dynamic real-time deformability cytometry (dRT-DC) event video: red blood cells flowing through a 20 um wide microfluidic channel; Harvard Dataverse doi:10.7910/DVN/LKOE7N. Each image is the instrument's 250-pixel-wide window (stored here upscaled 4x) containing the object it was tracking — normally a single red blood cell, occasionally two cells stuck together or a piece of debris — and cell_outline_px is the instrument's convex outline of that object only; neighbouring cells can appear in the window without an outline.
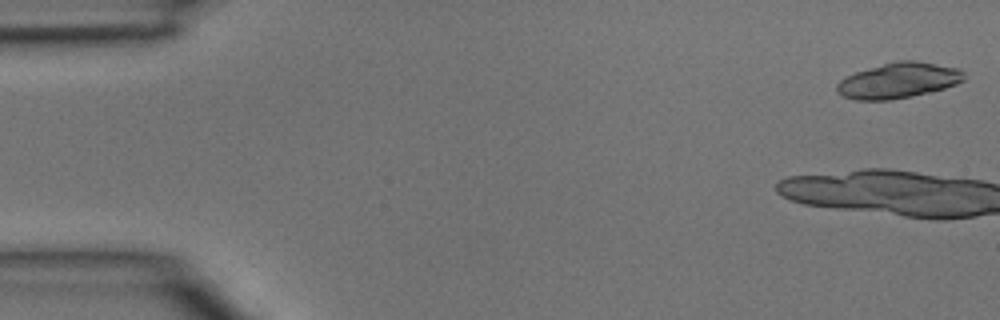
{"species": "common noctule bat (a hibernating species)", "species_latin": "Nyctalus noctula", "temperature_condition": "room temperature", "stored_images_in_passage": 34, "camera_frame_rate_fps": 3000, "um_per_image_px": 0.085, "animal": {"sex": "male", "body_mass_g": 15.6}, "frame": {"image": 1, "passage_image": 1, "time_ms": 0.0, "image_size_px": [1000, 320], "cell_outline_px": [[964, 80], [956, 84], [944, 88], [912, 96], [892, 100], [856, 100], [844, 96], [836, 92], [836, 84], [840, 80], [856, 72], [884, 64], [900, 60], [916, 60], [960, 68], [964, 72]], "centroid_in_image_um": [76.38, 6.84], "position_along_channel_um": 8.6, "area_um2": 26.18}}